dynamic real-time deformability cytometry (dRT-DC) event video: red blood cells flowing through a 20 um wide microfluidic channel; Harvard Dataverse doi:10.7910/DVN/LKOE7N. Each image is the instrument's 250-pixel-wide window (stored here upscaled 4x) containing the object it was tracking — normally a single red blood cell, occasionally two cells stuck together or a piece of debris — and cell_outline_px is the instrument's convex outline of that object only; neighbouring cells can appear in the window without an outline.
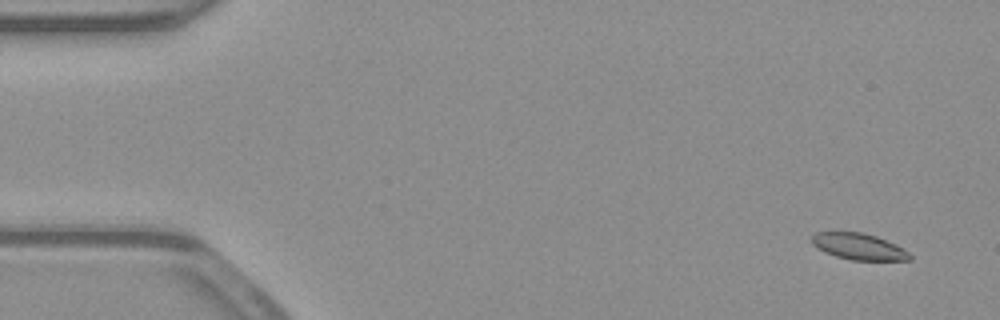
{"species": "common noctule bat (a hibernating species)", "species_latin": "Nyctalus noctula", "temperature_condition": "warm", "stored_images_in_passage": 55, "camera_frame_rate_fps": 3000, "um_per_image_px": 0.085, "animal": {"sex": "male", "body_mass_g": 23.1, "forearm_length_mm": 52.7}, "frame": {"image": 1, "passage_image": 4, "time_ms": 1.0, "image_size_px": [1000, 320], "cell_outline_px": [[912, 260], [852, 260], [836, 256], [824, 252], [816, 248], [812, 244], [812, 236], [816, 232], [864, 232], [876, 236], [896, 244], [908, 252], [912, 256]], "centroid_in_image_um": [72.99, 20.95], "position_along_channel_um": 12.0, "area_um2": 15.09}}
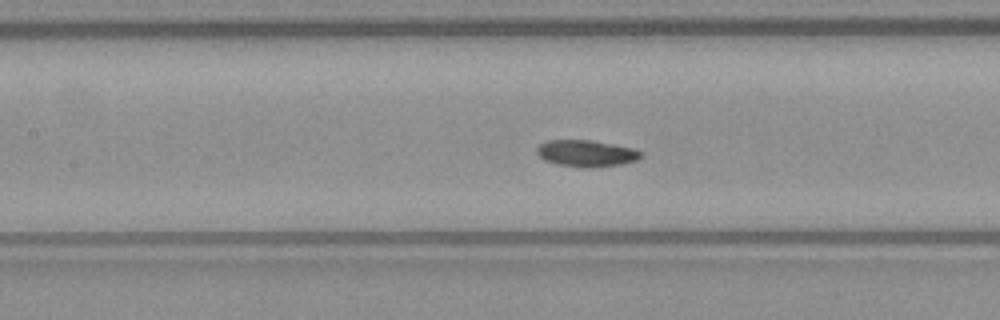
{"frame": {"image": 2, "passage_image": 25, "time_ms": 8.0, "image_size_px": [1000, 320], "cell_outline_px": [[644, 156], [636, 160], [620, 164], [592, 168], [584, 168], [556, 164], [544, 160], [536, 152], [536, 148], [540, 144], [548, 140], [592, 140], [632, 148], [640, 152]], "centroid_in_image_um": [49.81, 13.04], "position_along_channel_um": 157.6, "area_um2": 16.13}}
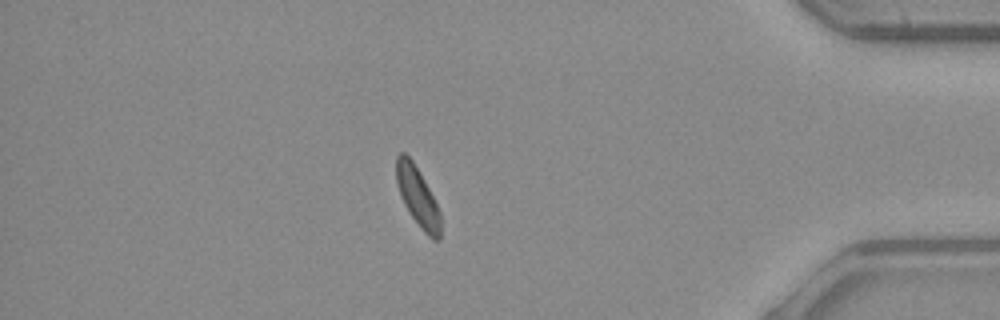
{"frame": {"image": 3, "passage_image": 47, "time_ms": 15.333, "image_size_px": [1000, 320], "cell_outline_px": [[440, 240], [432, 240], [424, 232], [408, 212], [400, 196], [396, 184], [396, 156], [400, 152], [404, 152], [412, 160], [420, 172], [440, 212]], "centroid_in_image_um": [35.47, 16.71], "position_along_channel_um": 399.7, "area_um2": 15.26}, "authors_computed_cell_mechanics": {"area_um2": 15.895, "velocity_mm_per_s": 3.8818, "shape_relaxation_time_tau1_ms": 7.3258, "shape_relaxation_time_tau2_ms": null, "deformation_change_tau1": 0.1387, "deformation_change_tau2": null}}